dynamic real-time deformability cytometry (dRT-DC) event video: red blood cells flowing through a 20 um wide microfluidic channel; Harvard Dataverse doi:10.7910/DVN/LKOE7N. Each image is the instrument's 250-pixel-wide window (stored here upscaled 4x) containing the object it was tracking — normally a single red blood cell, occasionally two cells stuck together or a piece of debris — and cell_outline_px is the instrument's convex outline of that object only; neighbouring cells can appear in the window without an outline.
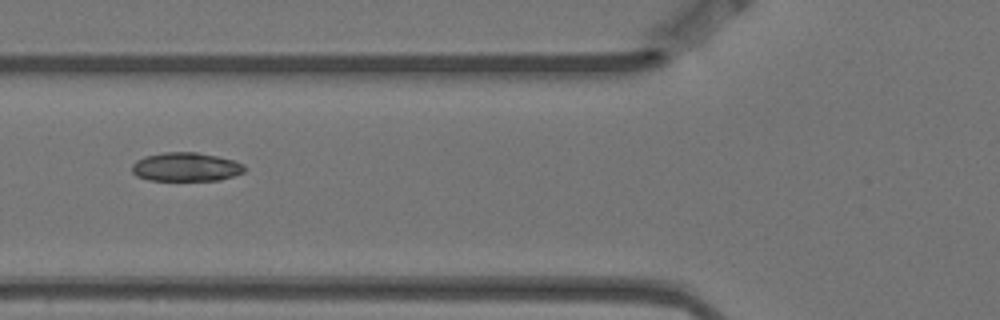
{"species": "Egyptian fruit bat (a non-hibernating species)", "species_latin": "Rousettus aegyptiacus", "temperature_condition": "warm", "stored_images_in_passage": 5, "camera_frame_rate_fps": 3000, "um_per_image_px": 0.085, "animal": {"sex": "female"}, "frame": {"image": 1, "passage_image": 4, "time_ms": 1.0, "image_size_px": [1000, 320], "cell_outline_px": [[244, 172], [220, 180], [148, 180], [136, 176], [132, 172], [132, 164], [136, 160], [144, 156], [164, 152], [196, 152], [216, 156], [232, 160], [244, 164]], "centroid_in_image_um": [15.76, 14.19], "position_along_channel_um": 110.0, "area_um2": 18.84}}
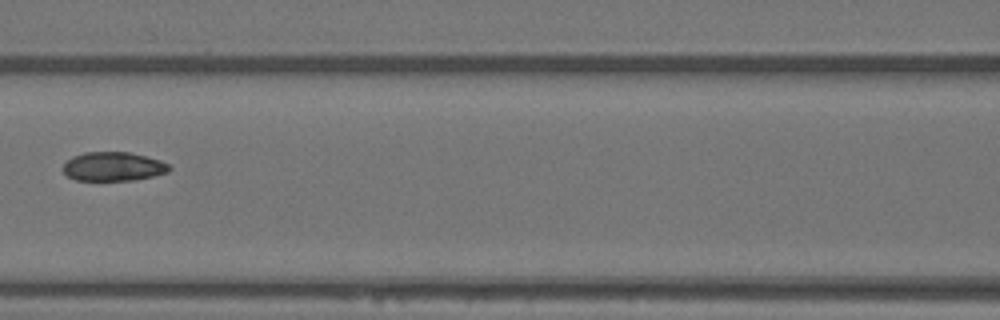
{"frame": {"image": 2, "passage_image": 5, "time_ms": 1.333, "image_size_px": [1000, 320], "cell_outline_px": [[172, 168], [168, 172], [152, 176], [132, 180], [76, 180], [68, 176], [64, 172], [64, 164], [72, 156], [84, 152], [128, 152], [160, 160], [168, 164]], "centroid_in_image_um": [9.63, 14.15], "position_along_channel_um": 157.0, "area_um2": 17.74}}